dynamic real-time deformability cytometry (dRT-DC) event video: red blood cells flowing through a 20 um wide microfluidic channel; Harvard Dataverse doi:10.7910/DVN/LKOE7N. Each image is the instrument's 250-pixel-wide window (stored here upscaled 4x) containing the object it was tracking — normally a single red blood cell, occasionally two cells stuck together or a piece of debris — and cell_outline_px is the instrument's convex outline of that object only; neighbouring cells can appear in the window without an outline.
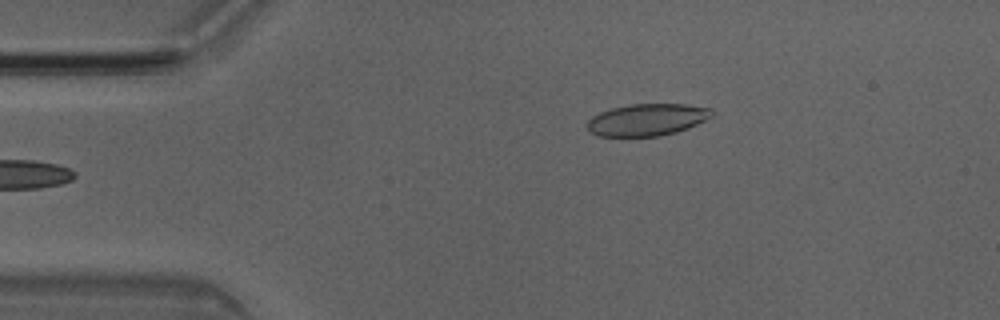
{"species": "Egyptian fruit bat (a non-hibernating species)", "species_latin": "Rousettus aegyptiacus", "temperature_condition": "room temperature", "stored_images_in_passage": 2, "camera_frame_rate_fps": 3000, "um_per_image_px": 0.085, "animal": {"sex": "male"}, "frame": {"image": 1, "passage_image": 2, "time_ms": 0.333, "image_size_px": [1000, 320], "cell_outline_px": [[712, 116], [688, 128], [676, 132], [660, 136], [596, 136], [588, 132], [584, 124], [592, 116], [600, 112], [612, 108], [628, 104], [688, 104], [712, 108]], "centroid_in_image_um": [54.95, 10.18], "position_along_channel_um": 30.1, "area_um2": 23.47}}